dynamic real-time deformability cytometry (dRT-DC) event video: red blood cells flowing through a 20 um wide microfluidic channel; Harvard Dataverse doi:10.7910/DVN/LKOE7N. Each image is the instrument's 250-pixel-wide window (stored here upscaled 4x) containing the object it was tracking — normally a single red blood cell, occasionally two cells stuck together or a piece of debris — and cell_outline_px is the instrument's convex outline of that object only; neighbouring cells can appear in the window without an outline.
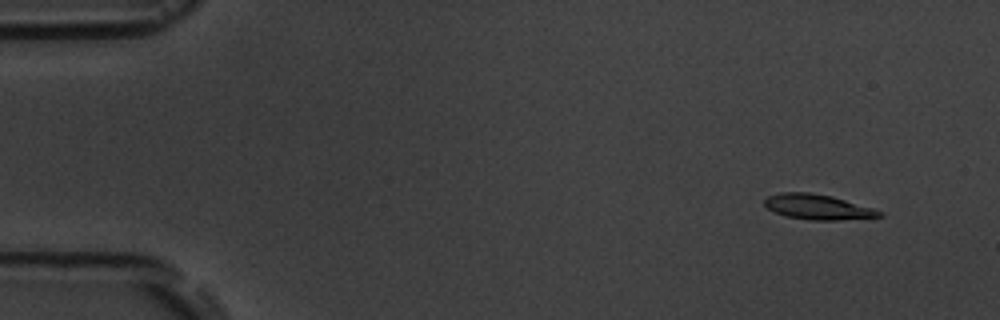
{"species": "common noctule bat (a hibernating species)", "species_latin": "Nyctalus noctula", "temperature_condition": "room temperature", "stored_images_in_passage": 7, "camera_frame_rate_fps": 3000, "um_per_image_px": 0.085, "animal": {"sex": "male", "body_mass_g": 19.5, "forearm_length_mm": 54.6}, "frame": {"image": 1, "passage_image": 2, "time_ms": 1.0, "image_size_px": [1000, 320], "cell_outline_px": [[884, 216], [840, 220], [808, 220], [784, 216], [768, 208], [764, 204], [764, 200], [768, 196], [780, 192], [808, 192], [832, 196], [872, 208], [880, 212]], "centroid_in_image_um": [69.46, 17.59], "position_along_channel_um": 15.5, "area_um2": 16.7}}
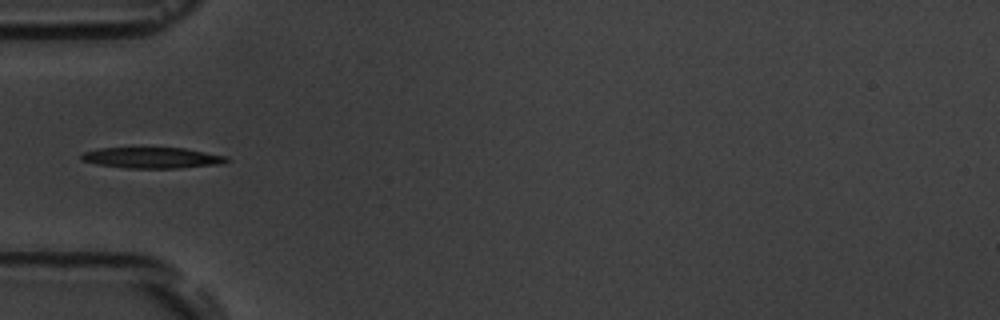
{"frame": {"image": 2, "passage_image": 6, "time_ms": 5.667, "image_size_px": [1000, 320], "cell_outline_px": [[232, 160], [220, 164], [180, 168], [124, 168], [96, 164], [80, 160], [80, 156], [84, 152], [100, 148], [140, 144], [184, 148], [228, 156]], "centroid_in_image_um": [12.9, 13.36], "position_along_channel_um": 72.1, "area_um2": 19.02}}
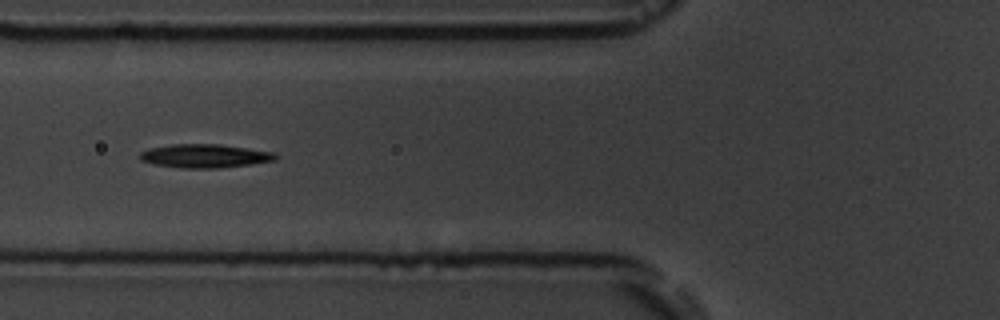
{"frame": {"image": 3, "passage_image": 7, "time_ms": 6.667, "image_size_px": [1000, 320], "cell_outline_px": [[280, 156], [276, 160], [252, 164], [216, 168], [180, 168], [152, 164], [140, 160], [140, 152], [148, 148], [172, 144], [220, 144], [272, 152]], "centroid_in_image_um": [17.38, 13.26], "position_along_channel_um": 108.4, "area_um2": 18.73}}